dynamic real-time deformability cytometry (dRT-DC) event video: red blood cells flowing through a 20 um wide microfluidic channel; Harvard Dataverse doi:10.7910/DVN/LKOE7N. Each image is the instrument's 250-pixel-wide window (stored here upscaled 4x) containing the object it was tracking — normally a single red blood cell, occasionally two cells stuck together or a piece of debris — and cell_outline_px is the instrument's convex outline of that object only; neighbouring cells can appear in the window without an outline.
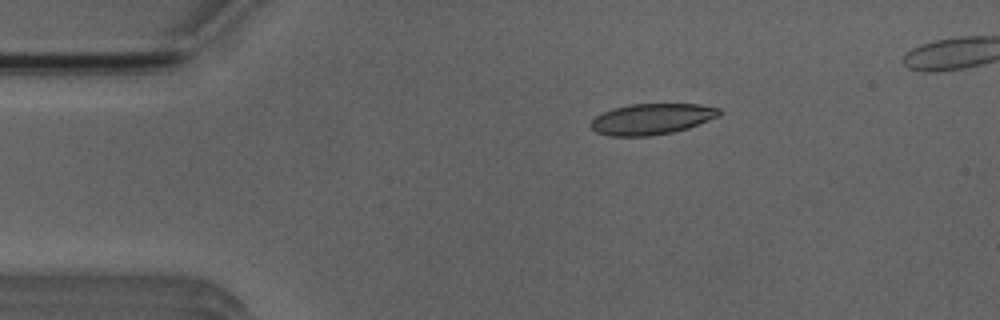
{"species": "Egyptian fruit bat (a non-hibernating species)", "species_latin": "Rousettus aegyptiacus", "temperature_condition": "room temperature", "stored_images_in_passage": 5, "camera_frame_rate_fps": 3000, "um_per_image_px": 0.085, "animal": {"sex": "male"}, "frame": {"image": 1, "passage_image": 2, "time_ms": 1.333, "image_size_px": [1000, 320], "cell_outline_px": [[720, 116], [688, 128], [672, 132], [648, 136], [612, 136], [596, 132], [588, 124], [596, 116], [604, 112], [628, 104], [700, 104], [720, 108]], "centroid_in_image_um": [55.41, 10.11], "position_along_channel_um": 29.6, "area_um2": 23.06}}